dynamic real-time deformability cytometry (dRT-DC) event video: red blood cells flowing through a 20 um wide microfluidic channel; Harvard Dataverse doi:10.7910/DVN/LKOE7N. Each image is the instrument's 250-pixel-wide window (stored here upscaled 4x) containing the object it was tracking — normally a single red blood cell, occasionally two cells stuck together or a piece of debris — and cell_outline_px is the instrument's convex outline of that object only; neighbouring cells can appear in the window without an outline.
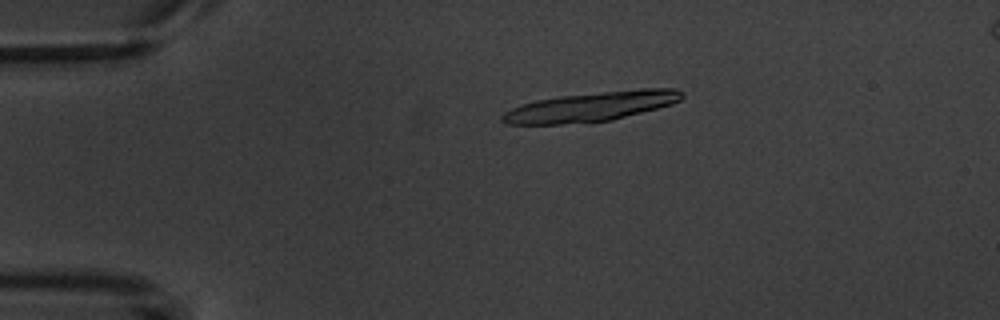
{"species": "common noctule bat (a hibernating species)", "species_latin": "Nyctalus noctula", "temperature_condition": "warm", "stored_images_in_passage": 6, "camera_frame_rate_fps": 3000, "um_per_image_px": 0.085, "animal": {"sex": "male", "body_mass_g": 20.1, "forearm_length_mm": 53.5}, "frame": {"image": 1, "passage_image": 3, "time_ms": 2.333, "image_size_px": [1000, 320], "cell_outline_px": [[684, 96], [680, 100], [672, 104], [612, 120], [588, 124], [504, 124], [500, 120], [500, 116], [504, 112], [512, 108], [536, 100], [560, 96], [640, 88], [676, 88], [684, 92]], "centroid_in_image_um": [50.26, 9.07], "position_along_channel_um": 34.7, "area_um2": 31.27}}